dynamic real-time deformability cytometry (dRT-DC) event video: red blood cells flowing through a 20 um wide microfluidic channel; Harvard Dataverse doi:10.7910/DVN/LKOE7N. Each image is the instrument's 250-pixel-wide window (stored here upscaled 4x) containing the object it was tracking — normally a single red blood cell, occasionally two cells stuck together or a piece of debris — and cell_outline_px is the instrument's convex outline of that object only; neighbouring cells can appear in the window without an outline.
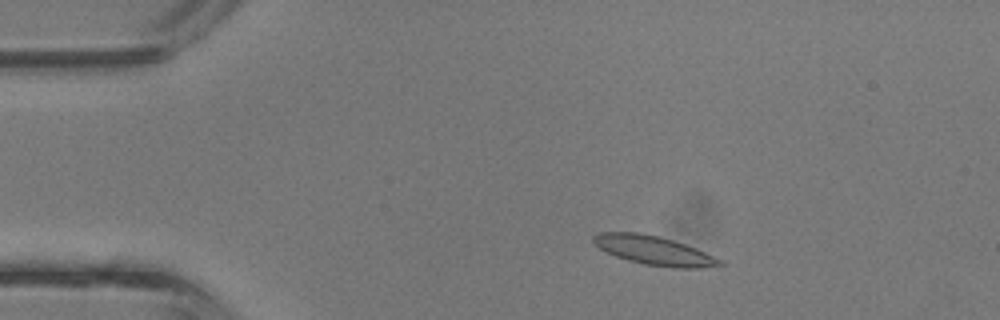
{"species": "common noctule bat (a hibernating species)", "species_latin": "Nyctalus noctula", "temperature_condition": "room temperature", "stored_images_in_passage": 40, "camera_frame_rate_fps": 3000, "um_per_image_px": 0.085, "animal": {"sex": "male", "body_mass_g": 13.3}, "frame": {"image": 1, "passage_image": 6, "time_ms": 1.667, "image_size_px": [1000, 320], "cell_outline_px": [[724, 264], [704, 268], [672, 268], [644, 264], [628, 260], [616, 256], [600, 248], [592, 240], [592, 236], [596, 232], [640, 232], [660, 236], [696, 248], [724, 260]], "centroid_in_image_um": [55.61, 21.28], "position_along_channel_um": 29.4, "area_um2": 21.44}}
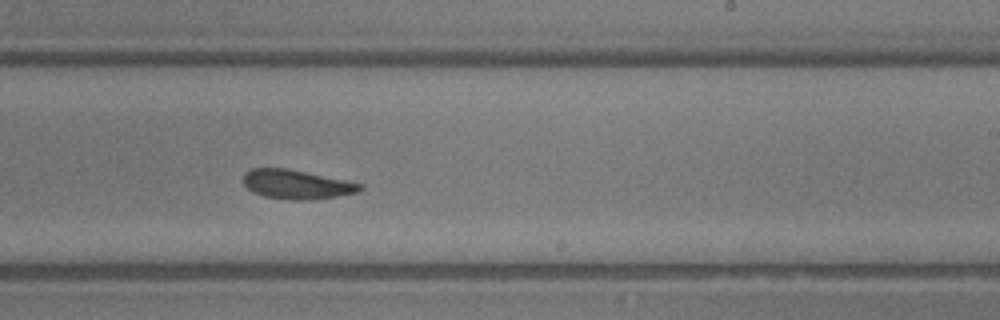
{"frame": {"image": 2, "passage_image": 24, "time_ms": 7.667, "image_size_px": [1000, 320], "cell_outline_px": [[364, 188], [356, 192], [316, 200], [292, 200], [264, 196], [248, 188], [244, 184], [244, 176], [252, 168], [284, 168], [364, 184]], "centroid_in_image_um": [25.24, 15.69], "position_along_channel_um": 263.8, "area_um2": 19.42}}
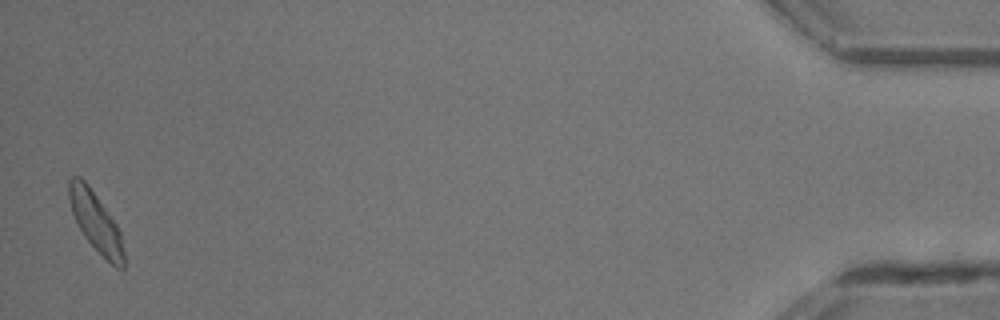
{"frame": {"image": 3, "passage_image": 40, "time_ms": 13.0, "image_size_px": [1000, 320], "cell_outline_px": [[124, 272], [116, 268], [84, 236], [72, 212], [68, 196], [68, 180], [72, 176], [80, 176], [88, 184], [116, 224], [120, 232], [124, 252]], "centroid_in_image_um": [8.14, 18.84], "position_along_channel_um": 427.1, "area_um2": 18.61}, "authors_computed_cell_mechanics": {"area_um2": 19.941, "velocity_mm_per_s": 4.8547, "shape_relaxation_time_tau1_ms": 2.6851, "shape_relaxation_time_tau2_ms": 2.5514, "deformation_change_tau1": 0.1202, "deformation_change_tau2": 0.0823}}